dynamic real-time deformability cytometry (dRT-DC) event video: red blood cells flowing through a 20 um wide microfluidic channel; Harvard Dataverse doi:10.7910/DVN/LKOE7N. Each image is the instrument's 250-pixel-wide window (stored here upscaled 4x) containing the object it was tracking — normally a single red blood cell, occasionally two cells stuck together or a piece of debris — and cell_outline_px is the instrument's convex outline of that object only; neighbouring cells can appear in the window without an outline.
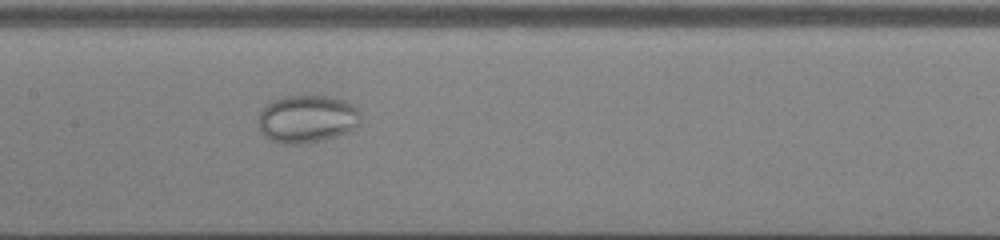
{"species": "common noctule bat (a hibernating species)", "species_latin": "Nyctalus noctula", "temperature_condition": "cold", "stored_images_in_passage": 51, "camera_frame_rate_fps": 3000, "um_per_image_px": 0.085, "animal": {"sex": "male", "body_mass_g": 13.0, "forearm_length_mm": 53.1}, "frame": {"image": 1, "passage_image": 28, "time_ms": 9.0, "image_size_px": [1000, 240], "cell_outline_px": [[360, 124], [348, 132], [336, 136], [320, 140], [300, 144], [284, 144], [272, 140], [264, 136], [260, 128], [260, 108], [284, 96], [332, 96], [344, 100], [352, 104], [360, 112]], "centroid_in_image_um": [26.13, 10.1], "position_along_channel_um": 181.3, "area_um2": 28.32}}
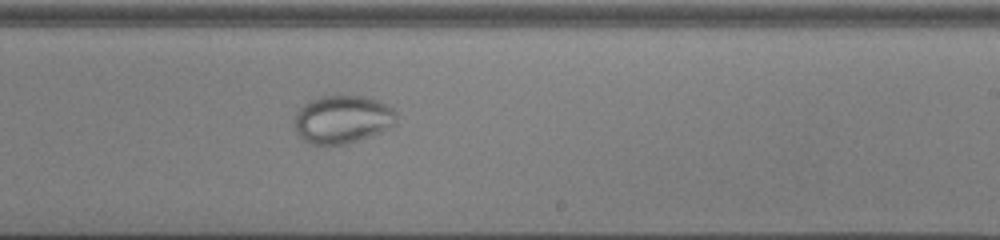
{"frame": {"image": 2, "passage_image": 34, "time_ms": 11.0, "image_size_px": [1000, 240], "cell_outline_px": [[396, 116], [392, 124], [380, 132], [360, 140], [348, 144], [308, 144], [296, 132], [296, 112], [308, 100], [324, 96], [364, 96], [388, 104], [396, 112]], "centroid_in_image_um": [29.09, 10.14], "position_along_channel_um": 259.9, "area_um2": 28.26}}
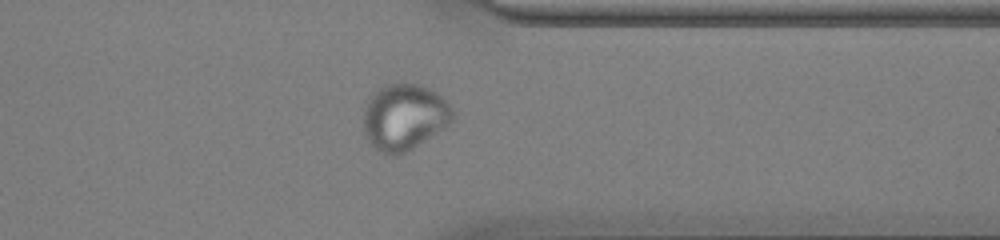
{"frame": {"image": 3, "passage_image": 43, "time_ms": 14.0, "image_size_px": [1000, 240], "cell_outline_px": [[456, 116], [444, 128], [412, 148], [396, 156], [392, 156], [380, 152], [364, 136], [364, 108], [372, 92], [388, 84], [420, 84], [436, 92], [452, 108]], "centroid_in_image_um": [34.35, 9.95], "position_along_channel_um": 377.0, "area_um2": 34.22}}